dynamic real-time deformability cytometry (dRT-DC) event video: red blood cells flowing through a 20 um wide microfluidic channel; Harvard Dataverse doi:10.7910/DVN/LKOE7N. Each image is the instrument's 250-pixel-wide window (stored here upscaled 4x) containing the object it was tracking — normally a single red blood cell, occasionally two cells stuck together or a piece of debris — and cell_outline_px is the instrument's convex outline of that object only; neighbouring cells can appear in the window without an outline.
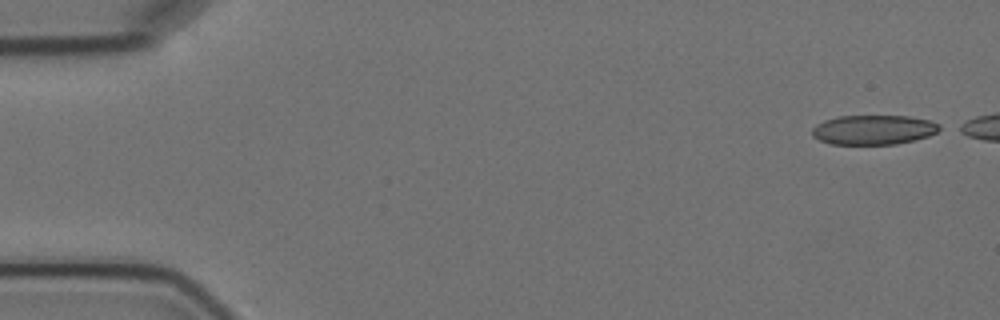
{"species": "Egyptian fruit bat (a non-hibernating species)", "species_latin": "Rousettus aegyptiacus", "temperature_condition": "cold", "stored_images_in_passage": 4, "camera_frame_rate_fps": 3000, "um_per_image_px": 0.085, "animal": {"sex": "female"}, "frame": {"image": 1, "passage_image": 1, "time_ms": 0.0, "image_size_px": [1000, 320], "cell_outline_px": [[944, 128], [928, 136], [896, 144], [832, 144], [820, 140], [812, 136], [812, 128], [816, 124], [824, 120], [840, 116], [908, 116], [928, 120], [940, 124]], "centroid_in_image_um": [74.25, 11.03], "position_along_channel_um": 10.7, "area_um2": 21.91}}
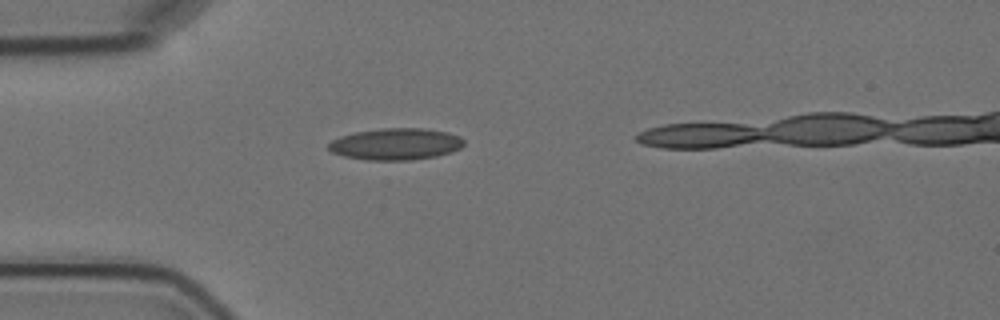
{"frame": {"image": 2, "passage_image": 4, "time_ms": 4.333, "image_size_px": [1000, 320], "cell_outline_px": [[464, 144], [460, 148], [452, 152], [436, 156], [412, 160], [368, 160], [344, 156], [332, 152], [328, 148], [328, 144], [332, 140], [340, 136], [352, 132], [380, 128], [424, 128], [448, 132], [460, 136], [464, 140]], "centroid_in_image_um": [33.64, 12.24], "position_along_channel_um": 51.4, "area_um2": 25.2}}